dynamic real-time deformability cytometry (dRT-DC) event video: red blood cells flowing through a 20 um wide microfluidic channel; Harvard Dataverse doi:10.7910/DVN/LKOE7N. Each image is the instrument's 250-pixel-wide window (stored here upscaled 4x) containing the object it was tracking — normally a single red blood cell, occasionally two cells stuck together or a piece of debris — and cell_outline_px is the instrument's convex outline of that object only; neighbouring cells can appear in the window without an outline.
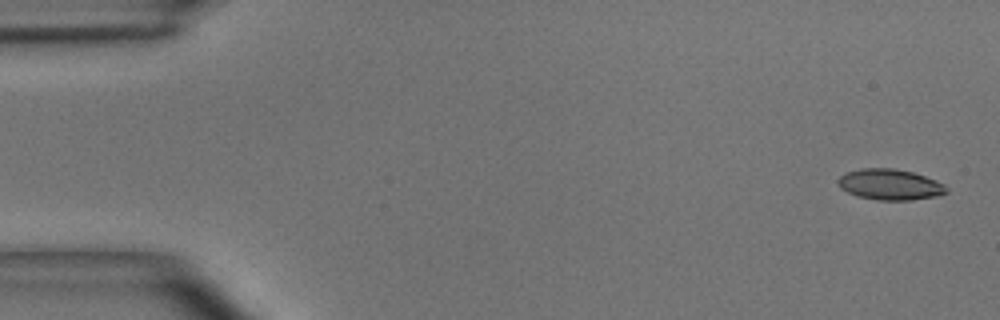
{"species": "common noctule bat (a hibernating species)", "species_latin": "Nyctalus noctula", "temperature_condition": "room temperature", "stored_images_in_passage": 5, "camera_frame_rate_fps": 3000, "um_per_image_px": 0.085, "animal": {"sex": "male", "body_mass_g": 15.6}, "frame": {"image": 1, "passage_image": 1, "time_ms": 0.0, "image_size_px": [1000, 320], "cell_outline_px": [[948, 192], [936, 196], [912, 200], [876, 200], [856, 196], [840, 188], [836, 180], [840, 176], [848, 172], [860, 168], [892, 168], [912, 172], [936, 180], [944, 184], [948, 188]], "centroid_in_image_um": [75.64, 15.69], "position_along_channel_um": 9.4, "area_um2": 19.54}}